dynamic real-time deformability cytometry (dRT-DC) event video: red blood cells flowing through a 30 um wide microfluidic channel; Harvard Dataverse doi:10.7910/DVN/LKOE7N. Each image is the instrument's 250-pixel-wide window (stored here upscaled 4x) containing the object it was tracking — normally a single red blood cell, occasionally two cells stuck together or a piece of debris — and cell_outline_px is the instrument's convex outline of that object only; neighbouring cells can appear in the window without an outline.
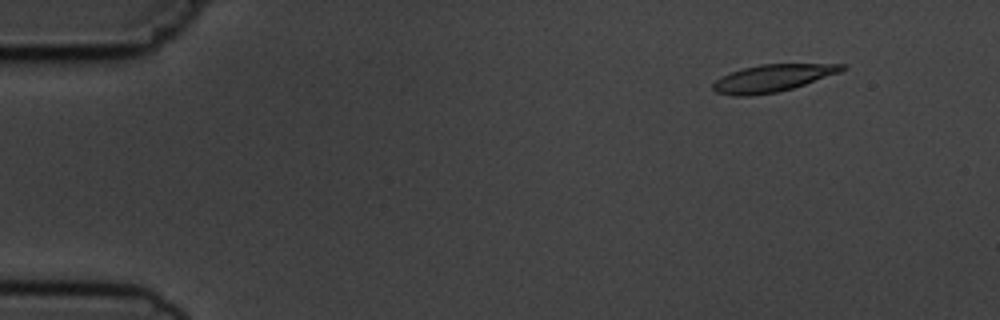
{"species": "common noctule bat (a hibernating species)", "species_latin": "Nyctalus noctula", "temperature_condition": "cold", "stored_images_in_passage": 4, "camera_frame_rate_fps": 3000, "um_per_image_px": 0.085, "animal": {"sex": "male", "body_mass_g": 19.5, "forearm_length_mm": 54.6}, "frame": {"image": 1, "passage_image": 1, "time_ms": 0.0, "image_size_px": [1000, 320], "cell_outline_px": [[848, 68], [840, 72], [792, 88], [776, 92], [748, 96], [732, 96], [716, 92], [712, 88], [712, 84], [720, 76], [744, 68], [760, 64], [844, 64]], "centroid_in_image_um": [65.63, 6.64], "position_along_channel_um": 19.4, "area_um2": 20.29}}
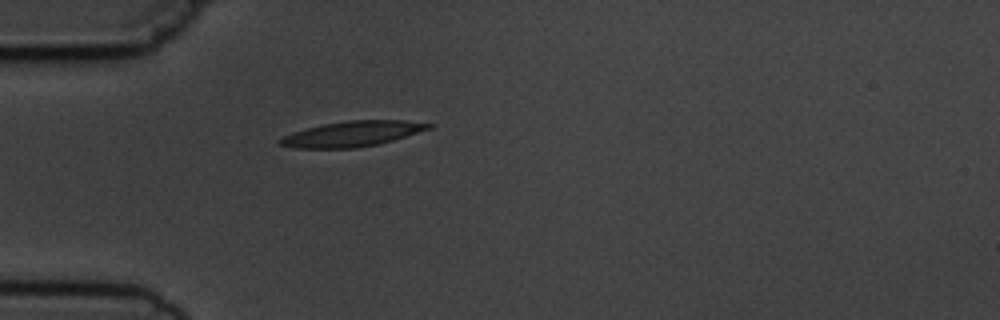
{"frame": {"image": 2, "passage_image": 4, "time_ms": 3.333, "image_size_px": [1000, 320], "cell_outline_px": [[432, 128], [392, 140], [376, 144], [356, 148], [296, 148], [280, 144], [276, 140], [292, 132], [324, 124], [348, 120], [404, 120], [432, 124]], "centroid_in_image_um": [29.92, 11.37], "position_along_channel_um": 55.1, "area_um2": 21.68}}